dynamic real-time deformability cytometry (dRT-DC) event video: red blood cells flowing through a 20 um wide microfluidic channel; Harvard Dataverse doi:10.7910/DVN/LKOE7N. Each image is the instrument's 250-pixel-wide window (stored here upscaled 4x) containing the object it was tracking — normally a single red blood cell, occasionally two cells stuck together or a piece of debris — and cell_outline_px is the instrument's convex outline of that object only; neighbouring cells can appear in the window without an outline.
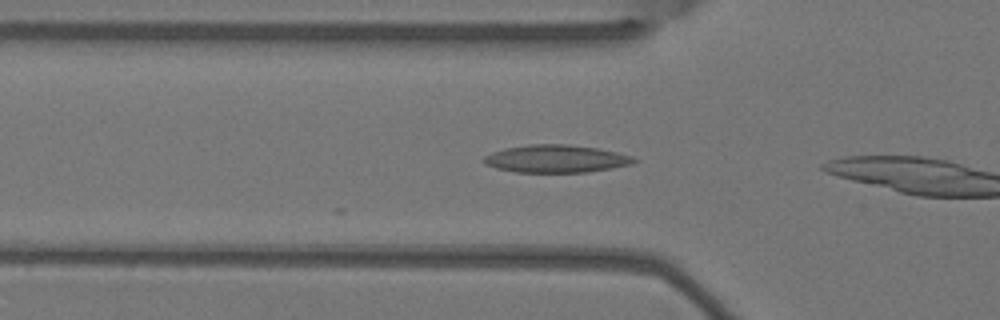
{"species": "Egyptian fruit bat (a non-hibernating species)", "species_latin": "Rousettus aegyptiacus", "temperature_condition": "warm", "stored_images_in_passage": 5, "camera_frame_rate_fps": 3000, "um_per_image_px": 0.085, "animal": {"sex": "female"}, "frame": {"image": 1, "passage_image": 4, "time_ms": 1.0, "image_size_px": [1000, 320], "cell_outline_px": [[640, 160], [632, 164], [612, 168], [588, 172], [516, 172], [496, 168], [484, 164], [480, 160], [484, 156], [492, 152], [504, 148], [528, 144], [568, 144], [596, 148], [616, 152], [632, 156]], "centroid_in_image_um": [47.24, 13.49], "position_along_channel_um": 78.6, "area_um2": 24.39}}